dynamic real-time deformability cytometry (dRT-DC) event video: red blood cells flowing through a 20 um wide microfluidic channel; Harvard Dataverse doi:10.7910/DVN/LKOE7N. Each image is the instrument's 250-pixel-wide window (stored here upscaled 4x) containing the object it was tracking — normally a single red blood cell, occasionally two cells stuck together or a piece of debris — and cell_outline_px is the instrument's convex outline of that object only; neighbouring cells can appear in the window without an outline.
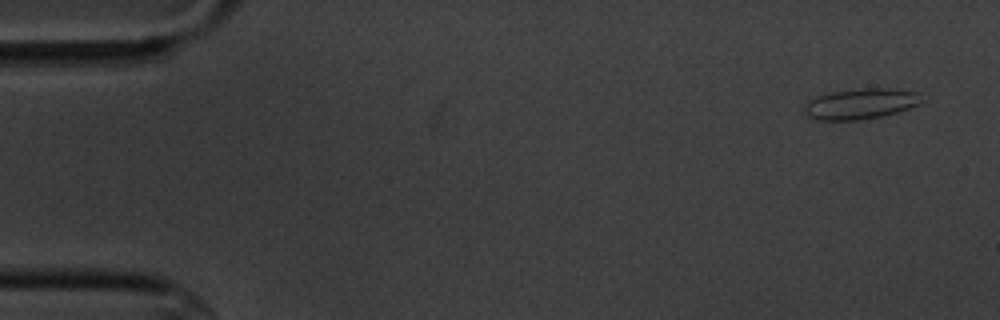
{"species": "common noctule bat (a hibernating species)", "species_latin": "Nyctalus noctula", "temperature_condition": "cold", "stored_images_in_passage": 4, "camera_frame_rate_fps": 3000, "um_per_image_px": 0.085, "animal": {"sex": "male", "body_mass_g": 20.1, "forearm_length_mm": 53.5}, "frame": {"image": 1, "passage_image": 1, "time_ms": 0.0, "image_size_px": [1000, 320], "cell_outline_px": [[920, 104], [896, 112], [880, 116], [860, 120], [816, 120], [808, 116], [804, 112], [804, 104], [808, 100], [816, 96], [828, 92], [864, 88], [888, 88], [916, 92], [920, 100]], "centroid_in_image_um": [73.06, 8.82], "position_along_channel_um": 11.9, "area_um2": 20.81}}